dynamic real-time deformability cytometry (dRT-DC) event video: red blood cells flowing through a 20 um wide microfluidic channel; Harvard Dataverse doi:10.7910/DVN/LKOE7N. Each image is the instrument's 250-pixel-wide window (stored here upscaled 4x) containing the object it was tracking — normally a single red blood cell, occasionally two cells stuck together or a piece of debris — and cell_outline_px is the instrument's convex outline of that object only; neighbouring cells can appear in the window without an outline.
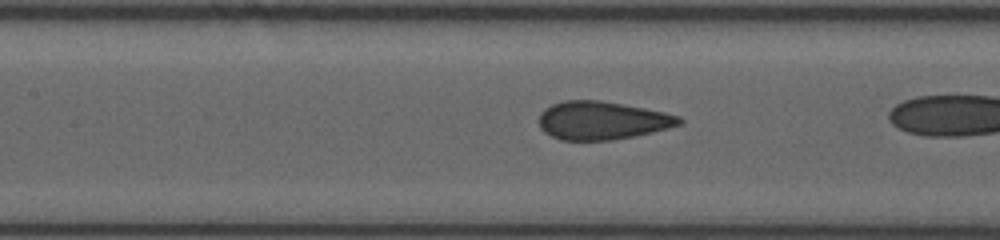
{"species": "human", "species_latin": "Homo sapiens", "temperature_condition": "room temperature", "stored_images_in_passage": 25, "camera_frame_rate_fps": 3000, "um_per_image_px": 0.085, "donor": {"sex": "female"}, "frame": {"image": 1, "passage_image": 8, "time_ms": 2.333, "image_size_px": [1000, 240], "cell_outline_px": [[684, 120], [680, 124], [668, 128], [652, 132], [612, 140], [560, 140], [544, 132], [540, 128], [540, 112], [544, 108], [552, 104], [564, 100], [600, 100], [624, 104], [664, 112], [680, 116]], "centroid_in_image_um": [51.16, 10.23], "position_along_channel_um": 156.2, "area_um2": 31.21}}
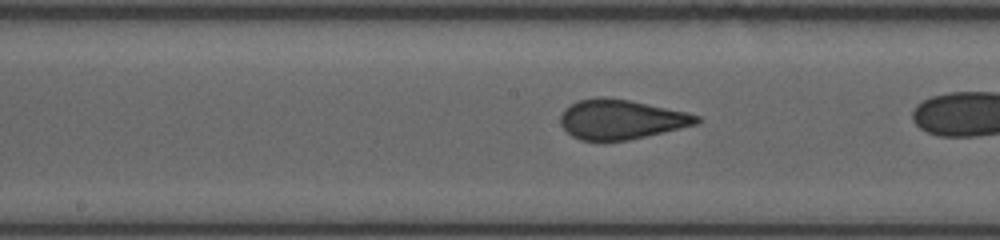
{"frame": {"image": 2, "passage_image": 11, "time_ms": 3.333, "image_size_px": [1000, 240], "cell_outline_px": [[700, 120], [696, 124], [680, 128], [628, 140], [604, 144], [580, 140], [572, 136], [560, 124], [560, 116], [564, 108], [580, 100], [628, 100], [684, 112], [700, 116]], "centroid_in_image_um": [52.74, 10.23], "position_along_channel_um": 195.5, "area_um2": 30.92}}